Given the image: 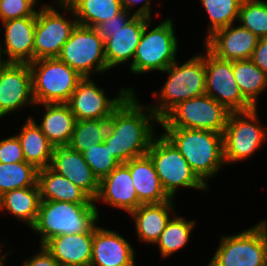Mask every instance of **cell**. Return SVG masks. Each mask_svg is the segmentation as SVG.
Masks as SVG:
<instances>
[{"label": "cell", "instance_id": "obj_15", "mask_svg": "<svg viewBox=\"0 0 267 266\" xmlns=\"http://www.w3.org/2000/svg\"><path fill=\"white\" fill-rule=\"evenodd\" d=\"M31 104L35 101L29 64L4 63L0 67V119Z\"/></svg>", "mask_w": 267, "mask_h": 266}, {"label": "cell", "instance_id": "obj_3", "mask_svg": "<svg viewBox=\"0 0 267 266\" xmlns=\"http://www.w3.org/2000/svg\"><path fill=\"white\" fill-rule=\"evenodd\" d=\"M98 218L95 204L41 200L31 229L41 235L40 244L44 245L57 235L85 233L98 222Z\"/></svg>", "mask_w": 267, "mask_h": 266}, {"label": "cell", "instance_id": "obj_8", "mask_svg": "<svg viewBox=\"0 0 267 266\" xmlns=\"http://www.w3.org/2000/svg\"><path fill=\"white\" fill-rule=\"evenodd\" d=\"M149 21L136 48L130 71L143 74L149 71H164L176 61L178 41L175 36L173 20L166 18L162 23L150 30Z\"/></svg>", "mask_w": 267, "mask_h": 266}, {"label": "cell", "instance_id": "obj_29", "mask_svg": "<svg viewBox=\"0 0 267 266\" xmlns=\"http://www.w3.org/2000/svg\"><path fill=\"white\" fill-rule=\"evenodd\" d=\"M69 6L78 25L93 28L124 9L121 0H73Z\"/></svg>", "mask_w": 267, "mask_h": 266}, {"label": "cell", "instance_id": "obj_22", "mask_svg": "<svg viewBox=\"0 0 267 266\" xmlns=\"http://www.w3.org/2000/svg\"><path fill=\"white\" fill-rule=\"evenodd\" d=\"M151 18L135 15L124 27L104 42L105 58L108 69L133 62L136 48L140 42L145 25Z\"/></svg>", "mask_w": 267, "mask_h": 266}, {"label": "cell", "instance_id": "obj_12", "mask_svg": "<svg viewBox=\"0 0 267 266\" xmlns=\"http://www.w3.org/2000/svg\"><path fill=\"white\" fill-rule=\"evenodd\" d=\"M74 16L66 20L52 5L44 4L37 11L34 35V60L57 58L63 45L78 25L74 11L69 5H58Z\"/></svg>", "mask_w": 267, "mask_h": 266}, {"label": "cell", "instance_id": "obj_23", "mask_svg": "<svg viewBox=\"0 0 267 266\" xmlns=\"http://www.w3.org/2000/svg\"><path fill=\"white\" fill-rule=\"evenodd\" d=\"M125 164L129 167L138 200L142 204L162 203L171 199L162 188L153 162L147 154Z\"/></svg>", "mask_w": 267, "mask_h": 266}, {"label": "cell", "instance_id": "obj_21", "mask_svg": "<svg viewBox=\"0 0 267 266\" xmlns=\"http://www.w3.org/2000/svg\"><path fill=\"white\" fill-rule=\"evenodd\" d=\"M94 226L85 233L57 235L43 246L61 266H90Z\"/></svg>", "mask_w": 267, "mask_h": 266}, {"label": "cell", "instance_id": "obj_1", "mask_svg": "<svg viewBox=\"0 0 267 266\" xmlns=\"http://www.w3.org/2000/svg\"><path fill=\"white\" fill-rule=\"evenodd\" d=\"M136 98L131 93L108 119L104 143L120 164L146 155L156 134L154 123L160 124L150 106H141Z\"/></svg>", "mask_w": 267, "mask_h": 266}, {"label": "cell", "instance_id": "obj_10", "mask_svg": "<svg viewBox=\"0 0 267 266\" xmlns=\"http://www.w3.org/2000/svg\"><path fill=\"white\" fill-rule=\"evenodd\" d=\"M257 114L256 108L229 114L223 132L225 164L250 158L267 141L266 126L257 124Z\"/></svg>", "mask_w": 267, "mask_h": 266}, {"label": "cell", "instance_id": "obj_13", "mask_svg": "<svg viewBox=\"0 0 267 266\" xmlns=\"http://www.w3.org/2000/svg\"><path fill=\"white\" fill-rule=\"evenodd\" d=\"M205 52V94L224 105L230 112L253 109L236 83L233 61L217 57L207 47Z\"/></svg>", "mask_w": 267, "mask_h": 266}, {"label": "cell", "instance_id": "obj_28", "mask_svg": "<svg viewBox=\"0 0 267 266\" xmlns=\"http://www.w3.org/2000/svg\"><path fill=\"white\" fill-rule=\"evenodd\" d=\"M40 203V189L37 184L5 192L0 196V211L7 210L13 217L26 222L31 228L36 221Z\"/></svg>", "mask_w": 267, "mask_h": 266}, {"label": "cell", "instance_id": "obj_26", "mask_svg": "<svg viewBox=\"0 0 267 266\" xmlns=\"http://www.w3.org/2000/svg\"><path fill=\"white\" fill-rule=\"evenodd\" d=\"M45 114L38 125L54 147L68 146L76 118L67 103H44Z\"/></svg>", "mask_w": 267, "mask_h": 266}, {"label": "cell", "instance_id": "obj_34", "mask_svg": "<svg viewBox=\"0 0 267 266\" xmlns=\"http://www.w3.org/2000/svg\"><path fill=\"white\" fill-rule=\"evenodd\" d=\"M206 10L210 26L205 40L216 30L234 24L238 20L240 6L243 0H200Z\"/></svg>", "mask_w": 267, "mask_h": 266}, {"label": "cell", "instance_id": "obj_25", "mask_svg": "<svg viewBox=\"0 0 267 266\" xmlns=\"http://www.w3.org/2000/svg\"><path fill=\"white\" fill-rule=\"evenodd\" d=\"M37 184L41 200L96 204L85 191L63 175L58 174L50 166L38 170Z\"/></svg>", "mask_w": 267, "mask_h": 266}, {"label": "cell", "instance_id": "obj_33", "mask_svg": "<svg viewBox=\"0 0 267 266\" xmlns=\"http://www.w3.org/2000/svg\"><path fill=\"white\" fill-rule=\"evenodd\" d=\"M108 119L76 120L69 147L81 154L93 144L104 143Z\"/></svg>", "mask_w": 267, "mask_h": 266}, {"label": "cell", "instance_id": "obj_45", "mask_svg": "<svg viewBox=\"0 0 267 266\" xmlns=\"http://www.w3.org/2000/svg\"><path fill=\"white\" fill-rule=\"evenodd\" d=\"M0 49H1V45H0ZM1 51H0V67L4 64V60L1 58Z\"/></svg>", "mask_w": 267, "mask_h": 266}, {"label": "cell", "instance_id": "obj_9", "mask_svg": "<svg viewBox=\"0 0 267 266\" xmlns=\"http://www.w3.org/2000/svg\"><path fill=\"white\" fill-rule=\"evenodd\" d=\"M231 112L209 95L180 102L161 120L162 128H187L223 134Z\"/></svg>", "mask_w": 267, "mask_h": 266}, {"label": "cell", "instance_id": "obj_43", "mask_svg": "<svg viewBox=\"0 0 267 266\" xmlns=\"http://www.w3.org/2000/svg\"><path fill=\"white\" fill-rule=\"evenodd\" d=\"M56 1V0H55ZM73 0H57V5H69Z\"/></svg>", "mask_w": 267, "mask_h": 266}, {"label": "cell", "instance_id": "obj_14", "mask_svg": "<svg viewBox=\"0 0 267 266\" xmlns=\"http://www.w3.org/2000/svg\"><path fill=\"white\" fill-rule=\"evenodd\" d=\"M131 93L133 88H121L119 94L110 99L90 77H83L67 104L76 120L109 119Z\"/></svg>", "mask_w": 267, "mask_h": 266}, {"label": "cell", "instance_id": "obj_44", "mask_svg": "<svg viewBox=\"0 0 267 266\" xmlns=\"http://www.w3.org/2000/svg\"><path fill=\"white\" fill-rule=\"evenodd\" d=\"M10 253V251L8 252V253H6L5 255H1V253H0V266H5V261L4 260H6V256L8 255Z\"/></svg>", "mask_w": 267, "mask_h": 266}, {"label": "cell", "instance_id": "obj_37", "mask_svg": "<svg viewBox=\"0 0 267 266\" xmlns=\"http://www.w3.org/2000/svg\"><path fill=\"white\" fill-rule=\"evenodd\" d=\"M35 0H0V19L5 22L12 19L37 16Z\"/></svg>", "mask_w": 267, "mask_h": 266}, {"label": "cell", "instance_id": "obj_11", "mask_svg": "<svg viewBox=\"0 0 267 266\" xmlns=\"http://www.w3.org/2000/svg\"><path fill=\"white\" fill-rule=\"evenodd\" d=\"M82 77L108 69L104 41L93 27L77 25L58 57Z\"/></svg>", "mask_w": 267, "mask_h": 266}, {"label": "cell", "instance_id": "obj_36", "mask_svg": "<svg viewBox=\"0 0 267 266\" xmlns=\"http://www.w3.org/2000/svg\"><path fill=\"white\" fill-rule=\"evenodd\" d=\"M82 155L99 181L120 164L105 143L93 144Z\"/></svg>", "mask_w": 267, "mask_h": 266}, {"label": "cell", "instance_id": "obj_5", "mask_svg": "<svg viewBox=\"0 0 267 266\" xmlns=\"http://www.w3.org/2000/svg\"><path fill=\"white\" fill-rule=\"evenodd\" d=\"M153 162L162 188L170 198L179 187L207 190L176 146L163 134L154 137L146 153Z\"/></svg>", "mask_w": 267, "mask_h": 266}, {"label": "cell", "instance_id": "obj_2", "mask_svg": "<svg viewBox=\"0 0 267 266\" xmlns=\"http://www.w3.org/2000/svg\"><path fill=\"white\" fill-rule=\"evenodd\" d=\"M163 134L176 146L192 171L205 184L225 164L223 134L187 128H164Z\"/></svg>", "mask_w": 267, "mask_h": 266}, {"label": "cell", "instance_id": "obj_18", "mask_svg": "<svg viewBox=\"0 0 267 266\" xmlns=\"http://www.w3.org/2000/svg\"><path fill=\"white\" fill-rule=\"evenodd\" d=\"M50 167L85 191L93 200L99 192V179L83 155L69 146L54 147Z\"/></svg>", "mask_w": 267, "mask_h": 266}, {"label": "cell", "instance_id": "obj_16", "mask_svg": "<svg viewBox=\"0 0 267 266\" xmlns=\"http://www.w3.org/2000/svg\"><path fill=\"white\" fill-rule=\"evenodd\" d=\"M233 24L216 30L204 44L214 55L224 60L251 59L259 38L248 29Z\"/></svg>", "mask_w": 267, "mask_h": 266}, {"label": "cell", "instance_id": "obj_4", "mask_svg": "<svg viewBox=\"0 0 267 266\" xmlns=\"http://www.w3.org/2000/svg\"><path fill=\"white\" fill-rule=\"evenodd\" d=\"M163 72L170 76L160 89V94L153 93L159 97L160 105L150 106L160 120L180 102L205 94V55L193 56L180 66L175 61Z\"/></svg>", "mask_w": 267, "mask_h": 266}, {"label": "cell", "instance_id": "obj_27", "mask_svg": "<svg viewBox=\"0 0 267 266\" xmlns=\"http://www.w3.org/2000/svg\"><path fill=\"white\" fill-rule=\"evenodd\" d=\"M25 161L34 165L38 170L51 165L54 146L42 133L35 119L28 117L19 134Z\"/></svg>", "mask_w": 267, "mask_h": 266}, {"label": "cell", "instance_id": "obj_38", "mask_svg": "<svg viewBox=\"0 0 267 266\" xmlns=\"http://www.w3.org/2000/svg\"><path fill=\"white\" fill-rule=\"evenodd\" d=\"M135 15H130L129 10L123 9L119 14L112 16L109 20L102 22L94 27L98 35L105 42L115 35L119 29L124 27Z\"/></svg>", "mask_w": 267, "mask_h": 266}, {"label": "cell", "instance_id": "obj_41", "mask_svg": "<svg viewBox=\"0 0 267 266\" xmlns=\"http://www.w3.org/2000/svg\"><path fill=\"white\" fill-rule=\"evenodd\" d=\"M267 75V38H260L250 59Z\"/></svg>", "mask_w": 267, "mask_h": 266}, {"label": "cell", "instance_id": "obj_19", "mask_svg": "<svg viewBox=\"0 0 267 266\" xmlns=\"http://www.w3.org/2000/svg\"><path fill=\"white\" fill-rule=\"evenodd\" d=\"M98 200L125 210L128 214L142 204L138 200L129 167L125 163L119 164L100 180L99 192L94 202Z\"/></svg>", "mask_w": 267, "mask_h": 266}, {"label": "cell", "instance_id": "obj_30", "mask_svg": "<svg viewBox=\"0 0 267 266\" xmlns=\"http://www.w3.org/2000/svg\"><path fill=\"white\" fill-rule=\"evenodd\" d=\"M233 73L243 97L257 108V98L267 87V75L250 59L234 60Z\"/></svg>", "mask_w": 267, "mask_h": 266}, {"label": "cell", "instance_id": "obj_17", "mask_svg": "<svg viewBox=\"0 0 267 266\" xmlns=\"http://www.w3.org/2000/svg\"><path fill=\"white\" fill-rule=\"evenodd\" d=\"M134 250L116 231L94 225L90 266H136Z\"/></svg>", "mask_w": 267, "mask_h": 266}, {"label": "cell", "instance_id": "obj_40", "mask_svg": "<svg viewBox=\"0 0 267 266\" xmlns=\"http://www.w3.org/2000/svg\"><path fill=\"white\" fill-rule=\"evenodd\" d=\"M21 266H61L51 253L43 246H40L38 253L29 260H25Z\"/></svg>", "mask_w": 267, "mask_h": 266}, {"label": "cell", "instance_id": "obj_35", "mask_svg": "<svg viewBox=\"0 0 267 266\" xmlns=\"http://www.w3.org/2000/svg\"><path fill=\"white\" fill-rule=\"evenodd\" d=\"M240 26L248 29L259 39L267 38V2L243 0L238 14Z\"/></svg>", "mask_w": 267, "mask_h": 266}, {"label": "cell", "instance_id": "obj_32", "mask_svg": "<svg viewBox=\"0 0 267 266\" xmlns=\"http://www.w3.org/2000/svg\"><path fill=\"white\" fill-rule=\"evenodd\" d=\"M194 225V220L188 221L180 216L171 218L155 243L161 256L168 257L183 248L190 239Z\"/></svg>", "mask_w": 267, "mask_h": 266}, {"label": "cell", "instance_id": "obj_39", "mask_svg": "<svg viewBox=\"0 0 267 266\" xmlns=\"http://www.w3.org/2000/svg\"><path fill=\"white\" fill-rule=\"evenodd\" d=\"M25 161L20 141L16 134L0 140V163Z\"/></svg>", "mask_w": 267, "mask_h": 266}, {"label": "cell", "instance_id": "obj_24", "mask_svg": "<svg viewBox=\"0 0 267 266\" xmlns=\"http://www.w3.org/2000/svg\"><path fill=\"white\" fill-rule=\"evenodd\" d=\"M174 199L162 203L141 204L129 213L135 221L136 232L141 242L155 244L171 219Z\"/></svg>", "mask_w": 267, "mask_h": 266}, {"label": "cell", "instance_id": "obj_7", "mask_svg": "<svg viewBox=\"0 0 267 266\" xmlns=\"http://www.w3.org/2000/svg\"><path fill=\"white\" fill-rule=\"evenodd\" d=\"M29 66L35 105L67 103L83 78L58 58L34 60Z\"/></svg>", "mask_w": 267, "mask_h": 266}, {"label": "cell", "instance_id": "obj_42", "mask_svg": "<svg viewBox=\"0 0 267 266\" xmlns=\"http://www.w3.org/2000/svg\"><path fill=\"white\" fill-rule=\"evenodd\" d=\"M142 1L143 4L134 12V15L152 18V8L150 0H121V3L124 9L131 11V8L134 7V5H137V3Z\"/></svg>", "mask_w": 267, "mask_h": 266}, {"label": "cell", "instance_id": "obj_6", "mask_svg": "<svg viewBox=\"0 0 267 266\" xmlns=\"http://www.w3.org/2000/svg\"><path fill=\"white\" fill-rule=\"evenodd\" d=\"M208 266H267V221L221 237Z\"/></svg>", "mask_w": 267, "mask_h": 266}, {"label": "cell", "instance_id": "obj_20", "mask_svg": "<svg viewBox=\"0 0 267 266\" xmlns=\"http://www.w3.org/2000/svg\"><path fill=\"white\" fill-rule=\"evenodd\" d=\"M2 25L5 29V48L0 51L1 55L7 56L4 63L33 62L36 16L8 20Z\"/></svg>", "mask_w": 267, "mask_h": 266}, {"label": "cell", "instance_id": "obj_31", "mask_svg": "<svg viewBox=\"0 0 267 266\" xmlns=\"http://www.w3.org/2000/svg\"><path fill=\"white\" fill-rule=\"evenodd\" d=\"M38 169L26 161L0 163V196L5 192L37 185Z\"/></svg>", "mask_w": 267, "mask_h": 266}]
</instances>
